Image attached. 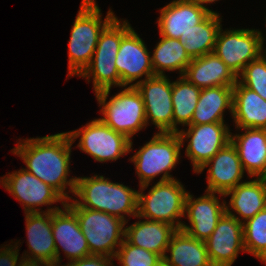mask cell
<instances>
[{
    "instance_id": "e0dca14e",
    "label": "cell",
    "mask_w": 266,
    "mask_h": 266,
    "mask_svg": "<svg viewBox=\"0 0 266 266\" xmlns=\"http://www.w3.org/2000/svg\"><path fill=\"white\" fill-rule=\"evenodd\" d=\"M52 212V232L56 248V266H60V246L71 261L91 256L76 214L67 206ZM60 245V246H59Z\"/></svg>"
},
{
    "instance_id": "9c48e42d",
    "label": "cell",
    "mask_w": 266,
    "mask_h": 266,
    "mask_svg": "<svg viewBox=\"0 0 266 266\" xmlns=\"http://www.w3.org/2000/svg\"><path fill=\"white\" fill-rule=\"evenodd\" d=\"M67 133L73 143L76 141L75 139L80 137L77 147L101 163L116 161L132 151V140L113 130L99 118L92 120L78 130Z\"/></svg>"
},
{
    "instance_id": "4fadbf2b",
    "label": "cell",
    "mask_w": 266,
    "mask_h": 266,
    "mask_svg": "<svg viewBox=\"0 0 266 266\" xmlns=\"http://www.w3.org/2000/svg\"><path fill=\"white\" fill-rule=\"evenodd\" d=\"M0 183L13 197L22 202L24 213L45 212L40 210V207H36L52 205L59 201L64 207L67 202L57 190L26 171L25 168L1 177Z\"/></svg>"
},
{
    "instance_id": "5bb4252c",
    "label": "cell",
    "mask_w": 266,
    "mask_h": 266,
    "mask_svg": "<svg viewBox=\"0 0 266 266\" xmlns=\"http://www.w3.org/2000/svg\"><path fill=\"white\" fill-rule=\"evenodd\" d=\"M213 266H232L240 251L245 252L243 223L230 208L220 218L215 230L205 240Z\"/></svg>"
},
{
    "instance_id": "277c9868",
    "label": "cell",
    "mask_w": 266,
    "mask_h": 266,
    "mask_svg": "<svg viewBox=\"0 0 266 266\" xmlns=\"http://www.w3.org/2000/svg\"><path fill=\"white\" fill-rule=\"evenodd\" d=\"M131 28L127 21L121 23L115 17L101 32L90 63L78 75L87 79L88 82L93 77L95 93L111 89L113 85L121 87L115 60L121 39Z\"/></svg>"
},
{
    "instance_id": "30bf717a",
    "label": "cell",
    "mask_w": 266,
    "mask_h": 266,
    "mask_svg": "<svg viewBox=\"0 0 266 266\" xmlns=\"http://www.w3.org/2000/svg\"><path fill=\"white\" fill-rule=\"evenodd\" d=\"M220 28L214 53L238 77L245 66L264 54L263 42L265 38L258 29H230Z\"/></svg>"
},
{
    "instance_id": "cb8c5ba5",
    "label": "cell",
    "mask_w": 266,
    "mask_h": 266,
    "mask_svg": "<svg viewBox=\"0 0 266 266\" xmlns=\"http://www.w3.org/2000/svg\"><path fill=\"white\" fill-rule=\"evenodd\" d=\"M237 129H266V100L239 81L233 86V115Z\"/></svg>"
},
{
    "instance_id": "6da1fadb",
    "label": "cell",
    "mask_w": 266,
    "mask_h": 266,
    "mask_svg": "<svg viewBox=\"0 0 266 266\" xmlns=\"http://www.w3.org/2000/svg\"><path fill=\"white\" fill-rule=\"evenodd\" d=\"M20 141L12 152L24 160L25 170L52 186L67 201L71 200L72 197L65 191L69 186V192L74 194L76 186L75 177L67 180L73 144L69 134L62 132Z\"/></svg>"
},
{
    "instance_id": "83f0119b",
    "label": "cell",
    "mask_w": 266,
    "mask_h": 266,
    "mask_svg": "<svg viewBox=\"0 0 266 266\" xmlns=\"http://www.w3.org/2000/svg\"><path fill=\"white\" fill-rule=\"evenodd\" d=\"M219 15L210 13L201 23L191 27L185 36H180L179 41L191 59L214 51L217 34L222 27Z\"/></svg>"
},
{
    "instance_id": "f1b7e54d",
    "label": "cell",
    "mask_w": 266,
    "mask_h": 266,
    "mask_svg": "<svg viewBox=\"0 0 266 266\" xmlns=\"http://www.w3.org/2000/svg\"><path fill=\"white\" fill-rule=\"evenodd\" d=\"M158 42L151 56L155 75H165V71L179 70L183 76L191 58L186 53L183 43L179 39L164 36Z\"/></svg>"
},
{
    "instance_id": "4dcf8cb0",
    "label": "cell",
    "mask_w": 266,
    "mask_h": 266,
    "mask_svg": "<svg viewBox=\"0 0 266 266\" xmlns=\"http://www.w3.org/2000/svg\"><path fill=\"white\" fill-rule=\"evenodd\" d=\"M243 223L245 252L266 263V208Z\"/></svg>"
},
{
    "instance_id": "ac0fdd59",
    "label": "cell",
    "mask_w": 266,
    "mask_h": 266,
    "mask_svg": "<svg viewBox=\"0 0 266 266\" xmlns=\"http://www.w3.org/2000/svg\"><path fill=\"white\" fill-rule=\"evenodd\" d=\"M207 190L221 196L240 184L244 170L236 147L229 142L220 149L197 173L208 167Z\"/></svg>"
},
{
    "instance_id": "8d00e7d4",
    "label": "cell",
    "mask_w": 266,
    "mask_h": 266,
    "mask_svg": "<svg viewBox=\"0 0 266 266\" xmlns=\"http://www.w3.org/2000/svg\"><path fill=\"white\" fill-rule=\"evenodd\" d=\"M191 1H193L194 3H196L201 8L208 10L210 13L219 14V13L214 12L211 9L207 8L206 6H204V4L213 3V2L218 1V0H191Z\"/></svg>"
},
{
    "instance_id": "7a4b0ae2",
    "label": "cell",
    "mask_w": 266,
    "mask_h": 266,
    "mask_svg": "<svg viewBox=\"0 0 266 266\" xmlns=\"http://www.w3.org/2000/svg\"><path fill=\"white\" fill-rule=\"evenodd\" d=\"M73 199L68 207H82L102 211L128 223L126 216L137 217L138 191L120 183H113L103 176L76 177Z\"/></svg>"
},
{
    "instance_id": "e575fe53",
    "label": "cell",
    "mask_w": 266,
    "mask_h": 266,
    "mask_svg": "<svg viewBox=\"0 0 266 266\" xmlns=\"http://www.w3.org/2000/svg\"><path fill=\"white\" fill-rule=\"evenodd\" d=\"M19 245L18 242L15 245H5L2 246L0 249V266H18V256H19V249L17 246ZM7 246V247H6Z\"/></svg>"
},
{
    "instance_id": "8fae6325",
    "label": "cell",
    "mask_w": 266,
    "mask_h": 266,
    "mask_svg": "<svg viewBox=\"0 0 266 266\" xmlns=\"http://www.w3.org/2000/svg\"><path fill=\"white\" fill-rule=\"evenodd\" d=\"M188 130L177 133L183 144L189 140L186 156L191 160L193 171L198 172L218 151L231 142V132L224 122L191 124Z\"/></svg>"
},
{
    "instance_id": "4316f807",
    "label": "cell",
    "mask_w": 266,
    "mask_h": 266,
    "mask_svg": "<svg viewBox=\"0 0 266 266\" xmlns=\"http://www.w3.org/2000/svg\"><path fill=\"white\" fill-rule=\"evenodd\" d=\"M229 206L240 217L242 223L254 217L266 208V178L256 177L254 180L241 182L232 190L226 192L224 197L230 196Z\"/></svg>"
},
{
    "instance_id": "ffe728a7",
    "label": "cell",
    "mask_w": 266,
    "mask_h": 266,
    "mask_svg": "<svg viewBox=\"0 0 266 266\" xmlns=\"http://www.w3.org/2000/svg\"><path fill=\"white\" fill-rule=\"evenodd\" d=\"M158 28L160 36L179 39L194 25L201 23L210 12L191 0H173L160 10Z\"/></svg>"
},
{
    "instance_id": "d590c367",
    "label": "cell",
    "mask_w": 266,
    "mask_h": 266,
    "mask_svg": "<svg viewBox=\"0 0 266 266\" xmlns=\"http://www.w3.org/2000/svg\"><path fill=\"white\" fill-rule=\"evenodd\" d=\"M18 266H55V265L50 264L46 261L28 260L21 257Z\"/></svg>"
},
{
    "instance_id": "d6a6232c",
    "label": "cell",
    "mask_w": 266,
    "mask_h": 266,
    "mask_svg": "<svg viewBox=\"0 0 266 266\" xmlns=\"http://www.w3.org/2000/svg\"><path fill=\"white\" fill-rule=\"evenodd\" d=\"M238 81L248 89L256 92L266 100V55L261 54L257 59L245 66L238 76Z\"/></svg>"
},
{
    "instance_id": "5b68a950",
    "label": "cell",
    "mask_w": 266,
    "mask_h": 266,
    "mask_svg": "<svg viewBox=\"0 0 266 266\" xmlns=\"http://www.w3.org/2000/svg\"><path fill=\"white\" fill-rule=\"evenodd\" d=\"M182 142L178 133H156L149 142L138 150L130 161L134 163L140 186L149 183L162 174L159 182L172 180L169 173L180 159Z\"/></svg>"
},
{
    "instance_id": "52a82bcc",
    "label": "cell",
    "mask_w": 266,
    "mask_h": 266,
    "mask_svg": "<svg viewBox=\"0 0 266 266\" xmlns=\"http://www.w3.org/2000/svg\"><path fill=\"white\" fill-rule=\"evenodd\" d=\"M138 191L137 218H146L150 221L164 222L180 229L184 217L187 191L179 180L172 179L157 182L144 194L145 186ZM176 220V221H175Z\"/></svg>"
},
{
    "instance_id": "f546056e",
    "label": "cell",
    "mask_w": 266,
    "mask_h": 266,
    "mask_svg": "<svg viewBox=\"0 0 266 266\" xmlns=\"http://www.w3.org/2000/svg\"><path fill=\"white\" fill-rule=\"evenodd\" d=\"M201 89L190 83L184 76L172 82L173 133L178 124L191 125L192 116L199 100Z\"/></svg>"
},
{
    "instance_id": "3957f363",
    "label": "cell",
    "mask_w": 266,
    "mask_h": 266,
    "mask_svg": "<svg viewBox=\"0 0 266 266\" xmlns=\"http://www.w3.org/2000/svg\"><path fill=\"white\" fill-rule=\"evenodd\" d=\"M101 15L95 0H82L68 43V77L79 75L90 63L101 32L116 17L111 9L103 21Z\"/></svg>"
},
{
    "instance_id": "603a6c76",
    "label": "cell",
    "mask_w": 266,
    "mask_h": 266,
    "mask_svg": "<svg viewBox=\"0 0 266 266\" xmlns=\"http://www.w3.org/2000/svg\"><path fill=\"white\" fill-rule=\"evenodd\" d=\"M176 231L177 228L171 224L145 219L125 227V239L130 244L156 253L163 259Z\"/></svg>"
},
{
    "instance_id": "1f68e13d",
    "label": "cell",
    "mask_w": 266,
    "mask_h": 266,
    "mask_svg": "<svg viewBox=\"0 0 266 266\" xmlns=\"http://www.w3.org/2000/svg\"><path fill=\"white\" fill-rule=\"evenodd\" d=\"M115 258L121 266H164L163 259L151 251L130 244L123 240Z\"/></svg>"
},
{
    "instance_id": "44dd1931",
    "label": "cell",
    "mask_w": 266,
    "mask_h": 266,
    "mask_svg": "<svg viewBox=\"0 0 266 266\" xmlns=\"http://www.w3.org/2000/svg\"><path fill=\"white\" fill-rule=\"evenodd\" d=\"M183 76L200 89L215 86H234L238 77L214 53L191 60Z\"/></svg>"
},
{
    "instance_id": "484cf974",
    "label": "cell",
    "mask_w": 266,
    "mask_h": 266,
    "mask_svg": "<svg viewBox=\"0 0 266 266\" xmlns=\"http://www.w3.org/2000/svg\"><path fill=\"white\" fill-rule=\"evenodd\" d=\"M229 109L233 115V87L215 86L201 89L191 124L225 122L224 112Z\"/></svg>"
},
{
    "instance_id": "9a60e30c",
    "label": "cell",
    "mask_w": 266,
    "mask_h": 266,
    "mask_svg": "<svg viewBox=\"0 0 266 266\" xmlns=\"http://www.w3.org/2000/svg\"><path fill=\"white\" fill-rule=\"evenodd\" d=\"M201 197L193 199V195L187 193L184 208V217L189 219L190 226L184 223L180 229L191 237L205 241L215 230L218 221L226 212V202L220 203V199L214 192L205 191ZM187 213V215H186Z\"/></svg>"
},
{
    "instance_id": "d4e9b609",
    "label": "cell",
    "mask_w": 266,
    "mask_h": 266,
    "mask_svg": "<svg viewBox=\"0 0 266 266\" xmlns=\"http://www.w3.org/2000/svg\"><path fill=\"white\" fill-rule=\"evenodd\" d=\"M163 258L164 266H213L205 241L197 240L181 229L171 237Z\"/></svg>"
},
{
    "instance_id": "2e32d148",
    "label": "cell",
    "mask_w": 266,
    "mask_h": 266,
    "mask_svg": "<svg viewBox=\"0 0 266 266\" xmlns=\"http://www.w3.org/2000/svg\"><path fill=\"white\" fill-rule=\"evenodd\" d=\"M150 53L133 28L122 37L115 60L121 87L132 86L131 83L143 75L145 79L155 75Z\"/></svg>"
},
{
    "instance_id": "7c38bea8",
    "label": "cell",
    "mask_w": 266,
    "mask_h": 266,
    "mask_svg": "<svg viewBox=\"0 0 266 266\" xmlns=\"http://www.w3.org/2000/svg\"><path fill=\"white\" fill-rule=\"evenodd\" d=\"M140 92L146 121L151 120L159 133H173L172 82L166 75H154L132 83Z\"/></svg>"
},
{
    "instance_id": "7402d4cb",
    "label": "cell",
    "mask_w": 266,
    "mask_h": 266,
    "mask_svg": "<svg viewBox=\"0 0 266 266\" xmlns=\"http://www.w3.org/2000/svg\"><path fill=\"white\" fill-rule=\"evenodd\" d=\"M242 134L232 135L241 165L249 177L266 178V129L244 128Z\"/></svg>"
},
{
    "instance_id": "836d02e7",
    "label": "cell",
    "mask_w": 266,
    "mask_h": 266,
    "mask_svg": "<svg viewBox=\"0 0 266 266\" xmlns=\"http://www.w3.org/2000/svg\"><path fill=\"white\" fill-rule=\"evenodd\" d=\"M111 260L113 261V259L109 257L91 255L86 258L67 262L68 264L62 266H112L113 263H111Z\"/></svg>"
},
{
    "instance_id": "d6986e66",
    "label": "cell",
    "mask_w": 266,
    "mask_h": 266,
    "mask_svg": "<svg viewBox=\"0 0 266 266\" xmlns=\"http://www.w3.org/2000/svg\"><path fill=\"white\" fill-rule=\"evenodd\" d=\"M61 208L54 206L45 212L25 213L28 251L22 258L46 261L56 266V248L52 232V212ZM28 253V254H27ZM27 254V255H26Z\"/></svg>"
},
{
    "instance_id": "ba28073f",
    "label": "cell",
    "mask_w": 266,
    "mask_h": 266,
    "mask_svg": "<svg viewBox=\"0 0 266 266\" xmlns=\"http://www.w3.org/2000/svg\"><path fill=\"white\" fill-rule=\"evenodd\" d=\"M69 208L78 218L90 254L115 259L118 248L125 238L126 222L102 211L82 207Z\"/></svg>"
},
{
    "instance_id": "8992f818",
    "label": "cell",
    "mask_w": 266,
    "mask_h": 266,
    "mask_svg": "<svg viewBox=\"0 0 266 266\" xmlns=\"http://www.w3.org/2000/svg\"><path fill=\"white\" fill-rule=\"evenodd\" d=\"M110 89L95 93L103 114L99 118L113 130L131 137L147 126L142 96L135 86H128L107 102Z\"/></svg>"
}]
</instances>
